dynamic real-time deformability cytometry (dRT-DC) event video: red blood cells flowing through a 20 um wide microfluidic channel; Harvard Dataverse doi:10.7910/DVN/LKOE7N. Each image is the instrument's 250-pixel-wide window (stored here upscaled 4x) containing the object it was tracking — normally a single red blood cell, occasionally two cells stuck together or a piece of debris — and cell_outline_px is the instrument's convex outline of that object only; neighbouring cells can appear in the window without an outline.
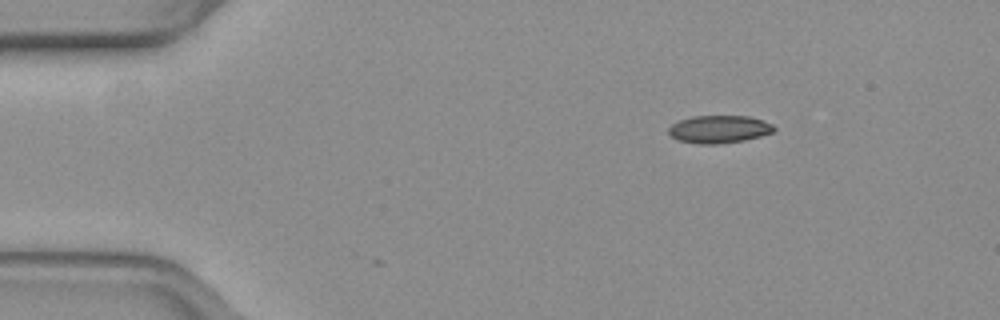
{"species": "common noctule bat (a hibernating species)", "species_latin": "Nyctalus noctula", "temperature_condition": "warm", "stored_images_in_passage": 5, "camera_frame_rate_fps": 3000, "um_per_image_px": 0.085, "animal": {"sex": "female", "body_mass_g": 19.3, "forearm_length_mm": 54.1}, "frame": {"image": 1, "passage_image": 1, "time_ms": 0.0, "image_size_px": [1000, 320], "cell_outline_px": [[776, 128], [772, 132], [760, 136], [744, 140], [716, 144], [700, 144], [680, 140], [672, 136], [668, 132], [668, 128], [672, 124], [680, 120], [692, 116], [748, 116], [764, 120], [772, 124]], "centroid_in_image_um": [61.14, 10.97], "position_along_channel_um": 23.9, "area_um2": 16.88}}